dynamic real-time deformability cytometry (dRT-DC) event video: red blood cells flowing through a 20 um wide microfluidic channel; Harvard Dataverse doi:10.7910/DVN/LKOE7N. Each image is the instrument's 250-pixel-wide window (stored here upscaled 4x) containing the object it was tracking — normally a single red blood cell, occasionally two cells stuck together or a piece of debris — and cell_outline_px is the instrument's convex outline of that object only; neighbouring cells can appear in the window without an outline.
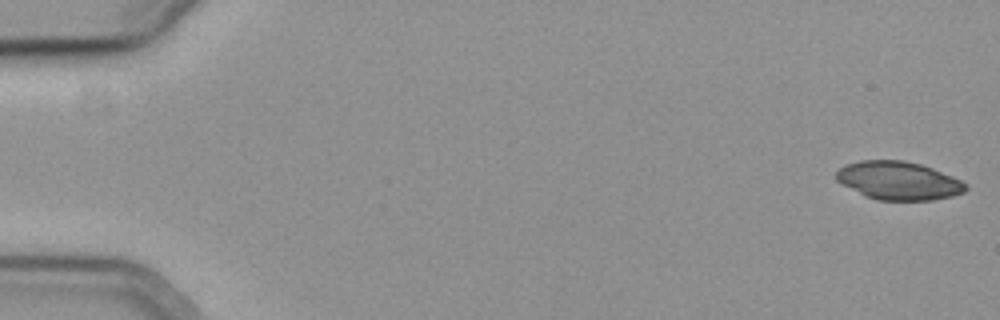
{"species": "common noctule bat (a hibernating species)", "species_latin": "Nyctalus noctula", "temperature_condition": "cold", "stored_images_in_passage": 3, "camera_frame_rate_fps": 3000, "um_per_image_px": 0.085, "animal": {"sex": "female", "body_mass_g": 19.3, "forearm_length_mm": 54.1}, "frame": {"image": 1, "passage_image": 1, "time_ms": 0.0, "image_size_px": [1000, 320], "cell_outline_px": [[968, 188], [964, 192], [952, 196], [932, 200], [876, 200], [864, 196], [840, 184], [836, 180], [836, 172], [844, 164], [860, 160], [904, 160], [920, 164], [932, 168], [952, 176], [968, 184]], "centroid_in_image_um": [76.34, 15.36], "position_along_channel_um": 8.7, "area_um2": 29.13}}